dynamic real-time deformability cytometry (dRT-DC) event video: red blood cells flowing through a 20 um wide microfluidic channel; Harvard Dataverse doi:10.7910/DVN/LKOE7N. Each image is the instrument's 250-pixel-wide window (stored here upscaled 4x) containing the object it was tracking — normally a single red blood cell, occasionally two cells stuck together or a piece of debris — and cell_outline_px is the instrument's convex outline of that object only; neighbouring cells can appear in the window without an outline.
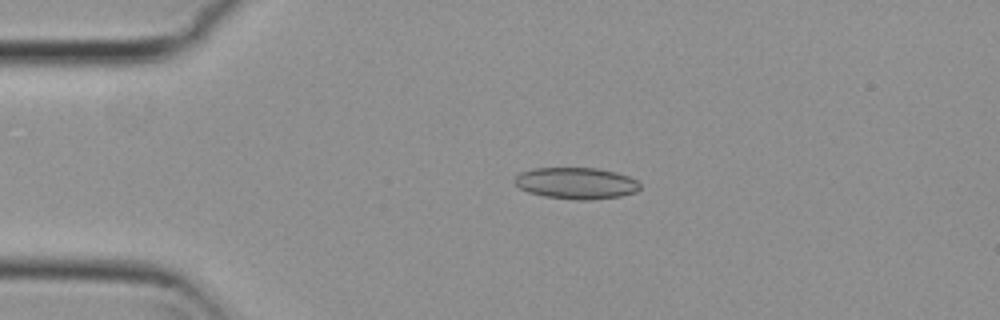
{"species": "common noctule bat (a hibernating species)", "species_latin": "Nyctalus noctula", "temperature_condition": "cold", "stored_images_in_passage": 54, "camera_frame_rate_fps": 3000, "um_per_image_px": 0.085, "animal": {"sex": "female", "body_mass_g": 29.2, "forearm_length_mm": 56.3}, "frame": {"image": 1, "passage_image": 12, "time_ms": 3.667, "image_size_px": [1000, 320], "cell_outline_px": [[640, 188], [636, 192], [620, 196], [588, 200], [572, 200], [544, 196], [528, 192], [520, 188], [512, 180], [520, 172], [532, 168], [596, 168], [616, 172], [628, 176], [636, 180], [640, 184]], "centroid_in_image_um": [48.96, 15.57], "position_along_channel_um": 36.0, "area_um2": 23.12}}
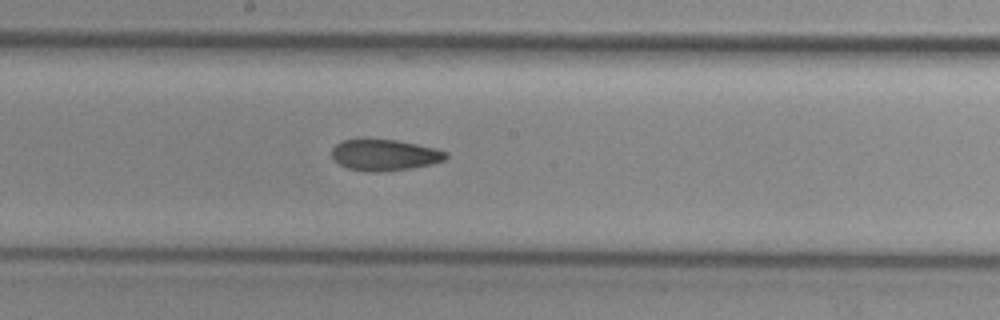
{"frame": {"image": 2, "passage_image": 29, "time_ms": 9.333, "image_size_px": [1000, 320], "cell_outline_px": [[448, 156], [444, 160], [432, 164], [412, 168], [380, 172], [372, 172], [348, 168], [340, 164], [332, 156], [332, 148], [340, 140], [356, 136], [368, 136], [396, 140], [436, 148], [448, 152]], "centroid_in_image_um": [32.65, 13.12], "position_along_channel_um": 215.6, "area_um2": 21.56}}
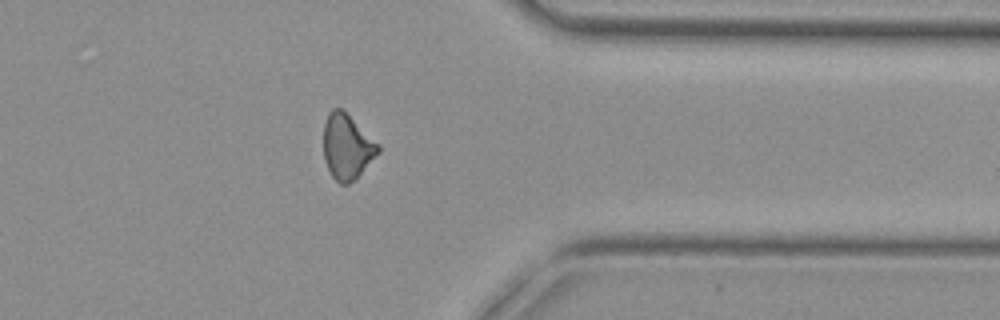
{"frame": {"image": 3, "passage_image": 43, "time_ms": 14.0, "image_size_px": [1000, 320], "cell_outline_px": [[380, 152], [356, 180], [348, 184], [340, 184], [332, 176], [324, 160], [324, 124], [328, 112], [332, 108], [340, 108], [380, 144]], "centroid_in_image_um": [29.51, 12.5], "position_along_channel_um": 381.9, "area_um2": 20.81}, "authors_computed_cell_mechanics": {"area_um2": 21.2993, "velocity_mm_per_s": 3.8032, "shape_relaxation_time_tau1_ms": 10.9285, "shape_relaxation_time_tau2_ms": 2.7447, "deformation_change_tau1": 0.1709, "deformation_change_tau2": 0.0834}}